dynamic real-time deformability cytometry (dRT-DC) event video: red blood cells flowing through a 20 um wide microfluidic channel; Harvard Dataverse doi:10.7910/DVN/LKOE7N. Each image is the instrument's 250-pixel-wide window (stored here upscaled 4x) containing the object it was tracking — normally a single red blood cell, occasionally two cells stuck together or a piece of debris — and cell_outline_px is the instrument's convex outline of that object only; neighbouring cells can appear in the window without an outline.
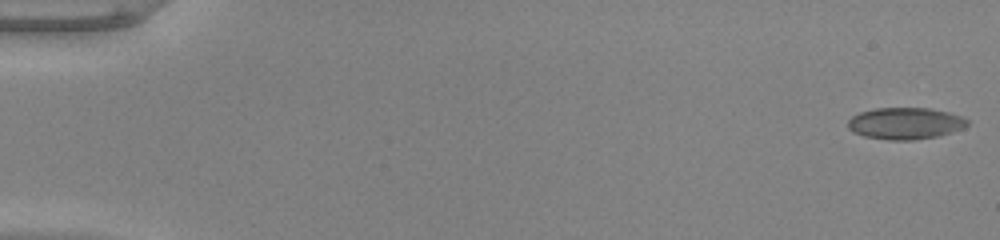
{"species": "common noctule bat (a hibernating species)", "species_latin": "Nyctalus noctula", "temperature_condition": "warm", "stored_images_in_passage": 52, "camera_frame_rate_fps": 3000, "um_per_image_px": 0.085, "animal": {"sex": "male", "body_mass_g": 20.0, "forearm_length_mm": 53.3}, "frame": {"image": 1, "passage_image": 1, "time_ms": 0.0, "image_size_px": [1000, 240], "cell_outline_px": [[968, 124], [964, 128], [940, 136], [916, 140], [888, 140], [864, 136], [852, 132], [848, 128], [848, 120], [852, 116], [860, 112], [876, 108], [928, 108], [948, 112], [964, 116], [968, 120]], "centroid_in_image_um": [76.97, 10.49], "position_along_channel_um": 8.0, "area_um2": 22.31}}
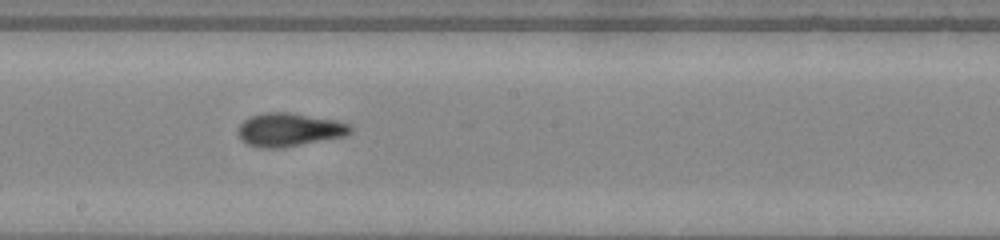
{"frame": {"image": 2, "passage_image": 30, "time_ms": 9.667, "image_size_px": [1000, 240], "cell_outline_px": [[352, 132], [348, 136], [284, 148], [256, 148], [240, 140], [236, 132], [240, 124], [244, 120], [252, 116], [264, 112], [288, 112], [336, 120], [352, 124]], "centroid_in_image_um": [24.6, 11.04], "position_along_channel_um": 223.6, "area_um2": 22.37}}
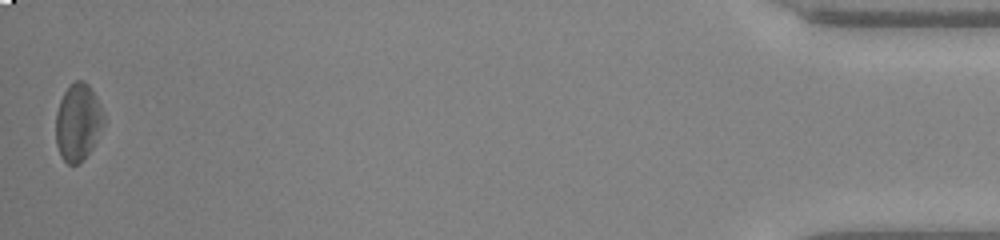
{"frame": {"image": 3, "passage_image": 52, "time_ms": 17.0, "image_size_px": [1000, 240], "cell_outline_px": [[104, 124], [92, 148], [84, 160], [80, 164], [68, 164], [60, 156], [56, 144], [56, 112], [60, 100], [64, 92], [76, 80], [84, 80], [88, 84], [96, 96], [100, 104], [104, 116]], "centroid_in_image_um": [6.63, 10.41], "position_along_channel_um": 428.6, "area_um2": 21.62}, "authors_computed_cell_mechanics": {"area_um2": 21.5883, "velocity_mm_per_s": 3.9802, "shape_relaxation_time_tau1_ms": 4.9958, "shape_relaxation_time_tau2_ms": 1.9323, "deformation_change_tau1": 0.1518, "deformation_change_tau2": 0.0831}}